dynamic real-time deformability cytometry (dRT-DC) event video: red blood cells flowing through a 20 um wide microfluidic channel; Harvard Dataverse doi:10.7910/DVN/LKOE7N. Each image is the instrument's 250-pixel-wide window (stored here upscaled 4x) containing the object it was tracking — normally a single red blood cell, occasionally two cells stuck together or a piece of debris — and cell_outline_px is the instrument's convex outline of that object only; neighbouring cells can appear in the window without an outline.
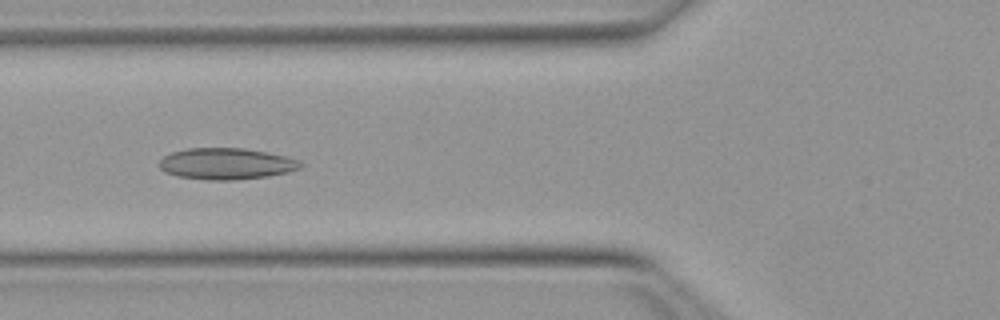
{"species": "Egyptian fruit bat (a non-hibernating species)", "species_latin": "Rousettus aegyptiacus", "temperature_condition": "warm", "stored_images_in_passage": 52, "camera_frame_rate_fps": 3000, "um_per_image_px": 0.085, "animal": {"sex": "female"}, "frame": {"image": 1, "passage_image": 20, "time_ms": 6.333, "image_size_px": [1000, 320], "cell_outline_px": [[304, 164], [300, 168], [288, 172], [268, 176], [236, 180], [208, 180], [176, 176], [164, 172], [160, 168], [160, 160], [164, 156], [172, 152], [188, 148], [244, 148], [288, 156], [300, 160]], "centroid_in_image_um": [19.26, 13.92], "position_along_channel_um": 106.5, "area_um2": 26.01}}
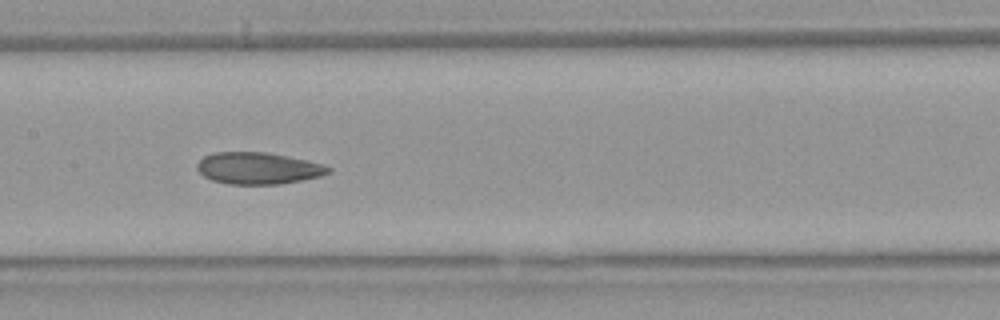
{"frame": {"image": 2, "passage_image": 26, "time_ms": 8.333, "image_size_px": [1000, 320], "cell_outline_px": [[332, 172], [320, 176], [280, 184], [228, 184], [212, 180], [204, 176], [196, 168], [196, 164], [204, 156], [212, 152], [268, 152], [308, 160], [324, 164], [332, 168]], "centroid_in_image_um": [21.95, 14.29], "position_along_channel_um": 185.4, "area_um2": 24.45}}
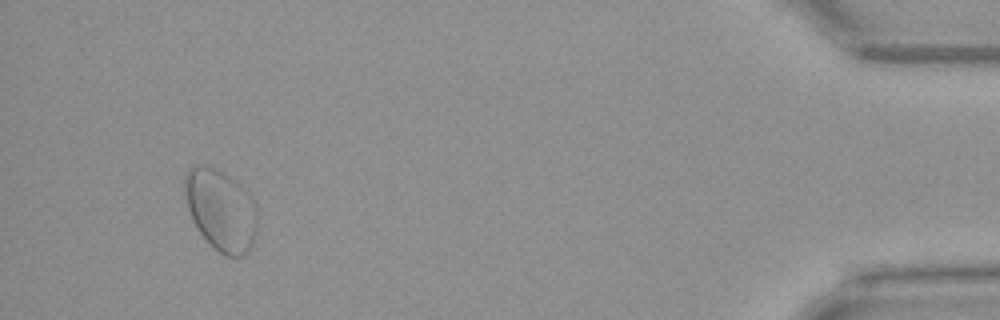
{"frame": {"image": 3, "passage_image": 49, "time_ms": 16.0, "image_size_px": [1000, 320], "cell_outline_px": [[256, 232], [252, 244], [248, 252], [244, 256], [224, 256], [200, 232], [188, 208], [184, 188], [184, 176], [188, 168], [200, 164], [204, 164], [216, 168], [224, 172], [240, 184], [248, 192], [256, 204]], "centroid_in_image_um": [18.79, 17.81], "position_along_channel_um": 416.4, "area_um2": 34.28}, "authors_computed_cell_mechanics": {"area_um2": 26.0678, "velocity_mm_per_s": 3.9527, "shape_relaxation_time_tau1_ms": null, "shape_relaxation_time_tau2_ms": 2.6146, "deformation_change_tau1": null, "deformation_change_tau2": 0.0787}}